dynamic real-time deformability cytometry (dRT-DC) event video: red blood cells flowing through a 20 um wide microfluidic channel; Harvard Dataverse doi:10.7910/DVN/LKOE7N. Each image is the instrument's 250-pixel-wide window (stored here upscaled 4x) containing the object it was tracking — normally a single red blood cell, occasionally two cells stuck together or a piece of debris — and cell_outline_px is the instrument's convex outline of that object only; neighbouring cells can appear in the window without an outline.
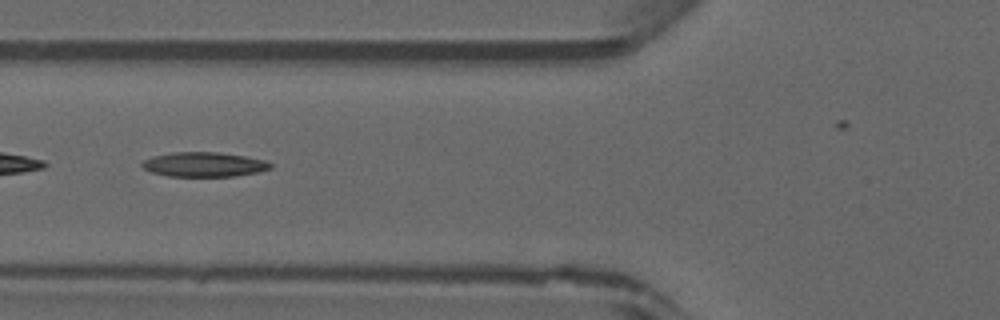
{"species": "common noctule bat (a hibernating species)", "species_latin": "Nyctalus noctula", "temperature_condition": "warm", "stored_images_in_passage": 20, "camera_frame_rate_fps": 3000, "um_per_image_px": 0.085, "animal": {"sex": "male", "forearm_length_mm": 52.5}, "frame": {"image": 1, "passage_image": 4, "time_ms": 1.0, "image_size_px": [1000, 320], "cell_outline_px": [[272, 168], [260, 172], [236, 176], [168, 176], [152, 172], [144, 168], [140, 164], [144, 160], [152, 156], [172, 152], [216, 152], [244, 156], [268, 160], [272, 164]], "centroid_in_image_um": [17.38, 13.98], "position_along_channel_um": 108.4, "area_um2": 18.5}}